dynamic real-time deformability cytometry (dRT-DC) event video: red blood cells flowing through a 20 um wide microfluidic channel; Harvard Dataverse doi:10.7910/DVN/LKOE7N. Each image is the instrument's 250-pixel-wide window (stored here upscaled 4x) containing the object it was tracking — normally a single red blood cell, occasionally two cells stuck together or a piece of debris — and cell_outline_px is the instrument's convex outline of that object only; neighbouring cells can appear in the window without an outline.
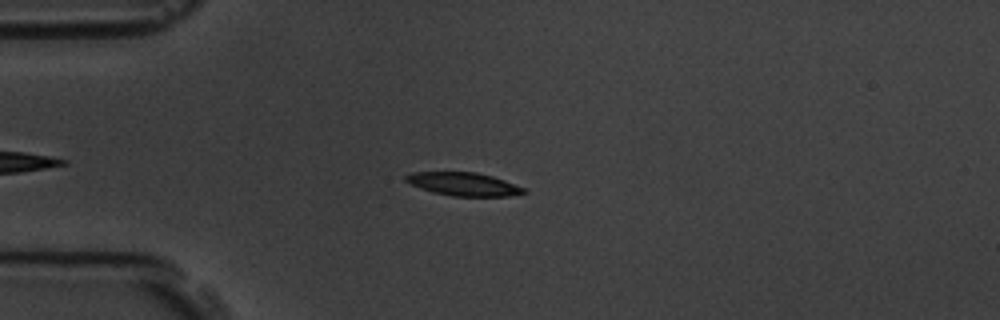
{"species": "common noctule bat (a hibernating species)", "species_latin": "Nyctalus noctula", "temperature_condition": "room temperature", "stored_images_in_passage": 50, "camera_frame_rate_fps": 3000, "um_per_image_px": 0.085, "animal": {"sex": "male", "body_mass_g": 19.5, "forearm_length_mm": 54.6}, "frame": {"image": 1, "passage_image": 12, "time_ms": 3.667, "image_size_px": [1000, 320], "cell_outline_px": [[528, 192], [508, 196], [452, 196], [432, 192], [420, 188], [404, 180], [404, 176], [412, 172], [476, 172], [492, 176], [504, 180], [524, 188]], "centroid_in_image_um": [39.38, 15.65], "position_along_channel_um": 45.6, "area_um2": 15.9}}
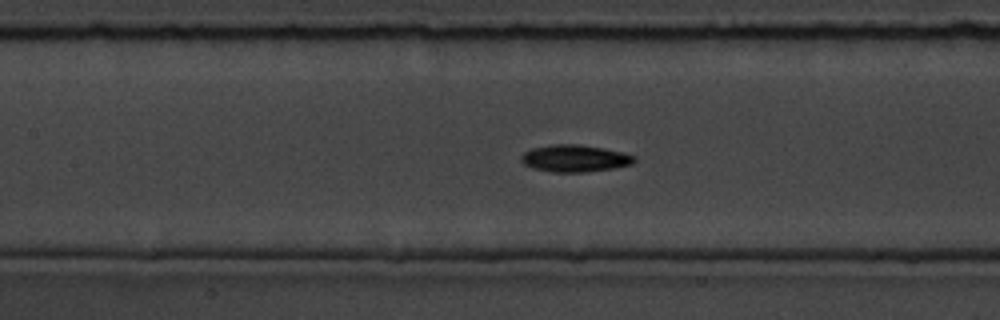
{"frame": {"image": 2, "passage_image": 23, "time_ms": 7.333, "image_size_px": [1000, 320], "cell_outline_px": [[636, 160], [632, 164], [612, 168], [584, 172], [552, 172], [532, 168], [524, 164], [520, 160], [520, 156], [524, 152], [532, 148], [552, 144], [576, 144], [604, 148], [624, 152], [636, 156]], "centroid_in_image_um": [48.85, 13.45], "position_along_channel_um": 158.6, "area_um2": 17.92}}
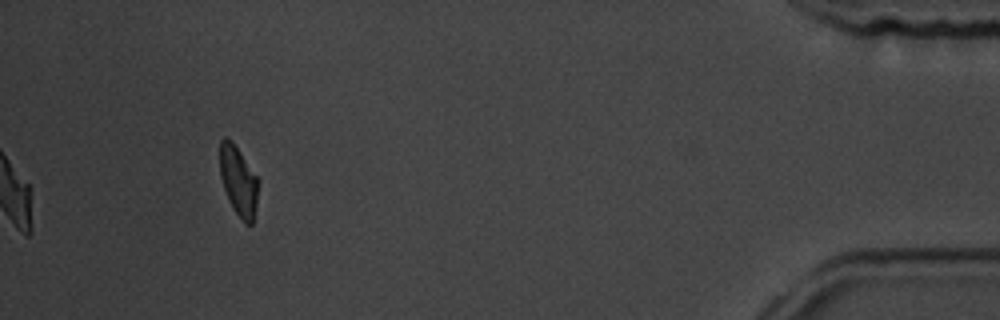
{"frame": {"image": 3, "passage_image": 50, "time_ms": 16.333, "image_size_px": [1000, 320], "cell_outline_px": [[256, 204], [252, 224], [244, 224], [232, 208], [228, 200], [220, 176], [220, 140], [224, 136], [232, 140], [256, 176]], "centroid_in_image_um": [20.22, 15.38], "position_along_channel_um": 415.0, "area_um2": 15.26}, "authors_computed_cell_mechanics": {"area_um2": 16.9065, "velocity_mm_per_s": 3.6017, "shape_relaxation_time_tau1_ms": 2.944, "shape_relaxation_time_tau2_ms": 10.0637, "deformation_change_tau1": 0.1205, "deformation_change_tau2": 0.1633}}